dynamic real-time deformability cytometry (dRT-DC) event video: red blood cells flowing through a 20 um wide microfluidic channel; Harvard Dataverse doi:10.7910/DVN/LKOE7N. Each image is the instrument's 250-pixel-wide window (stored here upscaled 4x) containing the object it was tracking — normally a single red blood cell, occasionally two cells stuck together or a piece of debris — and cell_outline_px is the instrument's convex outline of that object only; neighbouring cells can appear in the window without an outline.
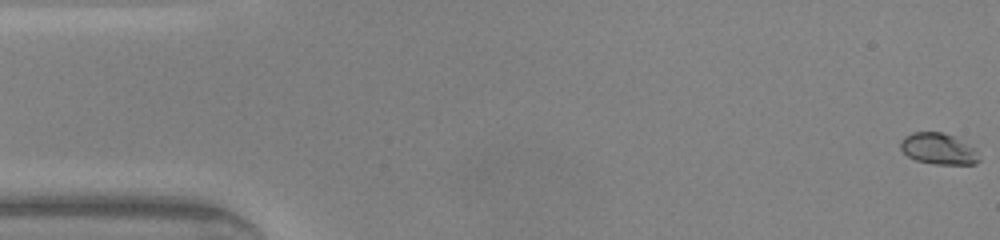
{"species": "common noctule bat (a hibernating species)", "species_latin": "Nyctalus noctula", "temperature_condition": "warm", "stored_images_in_passage": 48, "segment_of_instrument_passage": [1, 2], "camera_frame_rate_fps": 3000, "um_per_image_px": 0.085, "animal": {"sex": "male", "body_mass_g": 20.0, "forearm_length_mm": 53.3}, "frame": {"image": 1, "passage_image": 1, "time_ms": 0.0, "image_size_px": [1000, 240], "cell_outline_px": [[980, 160], [976, 164], [932, 164], [916, 160], [908, 156], [900, 148], [900, 140], [904, 136], [912, 132], [940, 132], [952, 136], [976, 148]], "centroid_in_image_um": [79.76, 12.65], "position_along_channel_um": 5.2, "area_um2": 14.33}}
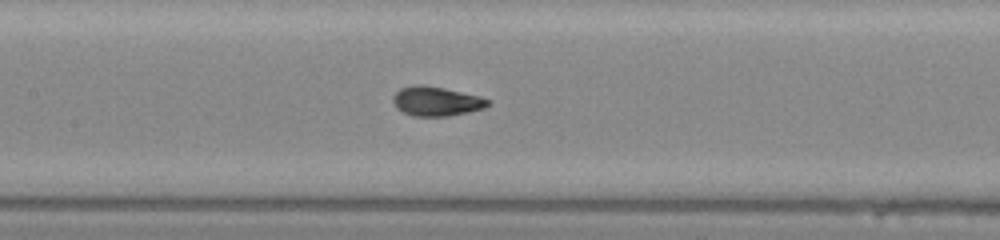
{"frame": {"image": 2, "passage_image": 22, "time_ms": 7.0, "image_size_px": [1000, 240], "cell_outline_px": [[492, 104], [484, 108], [468, 112], [448, 116], [412, 116], [396, 108], [392, 100], [392, 96], [400, 88], [416, 84], [420, 84], [444, 88], [480, 96], [492, 100]], "centroid_in_image_um": [37.1, 8.6], "position_along_channel_um": 170.3, "area_um2": 16.42}}
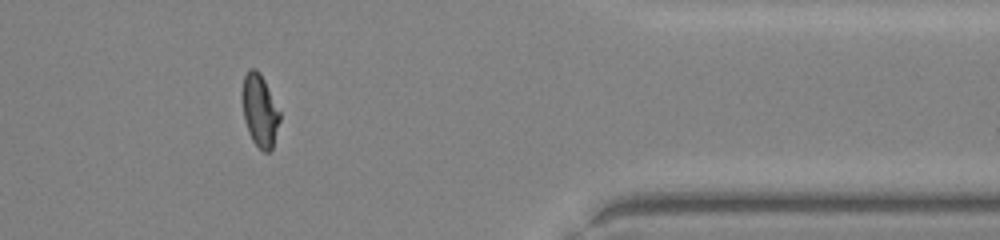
{"frame": {"image": 3, "passage_image": 39, "time_ms": 12.667, "image_size_px": [1000, 240], "cell_outline_px": [[280, 120], [272, 148], [268, 152], [264, 152], [252, 140], [248, 132], [244, 120], [240, 96], [240, 92], [244, 76], [248, 68], [256, 68], [260, 72], [280, 112]], "centroid_in_image_um": [22.04, 9.35], "position_along_channel_um": 389.4, "area_um2": 16.07}}